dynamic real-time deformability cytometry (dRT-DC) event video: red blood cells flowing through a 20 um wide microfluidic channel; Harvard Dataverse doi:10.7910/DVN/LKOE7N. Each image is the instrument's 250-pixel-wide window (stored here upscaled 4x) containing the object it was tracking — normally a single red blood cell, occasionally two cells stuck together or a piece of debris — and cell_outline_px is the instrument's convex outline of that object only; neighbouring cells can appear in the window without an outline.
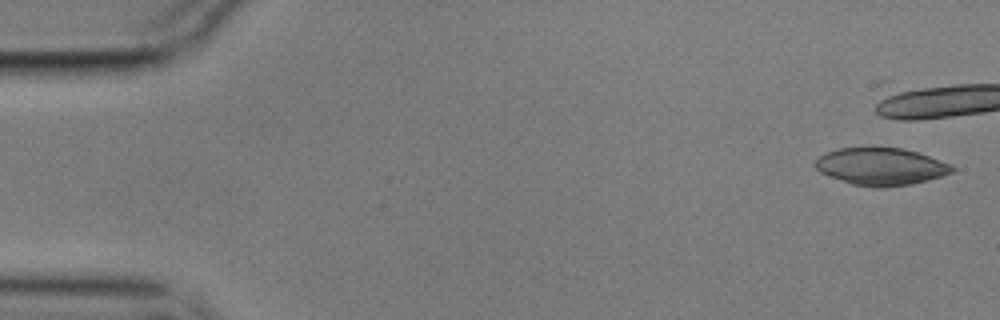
{"species": "common noctule bat (a hibernating species)", "species_latin": "Nyctalus noctula", "temperature_condition": "cold", "stored_images_in_passage": 13, "camera_frame_rate_fps": 3000, "um_per_image_px": 0.085, "animal": {"sex": "male", "body_mass_g": 17.9}, "frame": {"image": 1, "passage_image": 1, "time_ms": 0.0, "image_size_px": [1000, 320], "cell_outline_px": [[956, 168], [952, 172], [928, 180], [912, 184], [880, 188], [872, 188], [852, 184], [828, 176], [820, 172], [812, 164], [824, 152], [836, 148], [872, 144], [904, 148], [952, 164]], "centroid_in_image_um": [74.82, 14.11], "position_along_channel_um": 10.2, "area_um2": 30.87}}
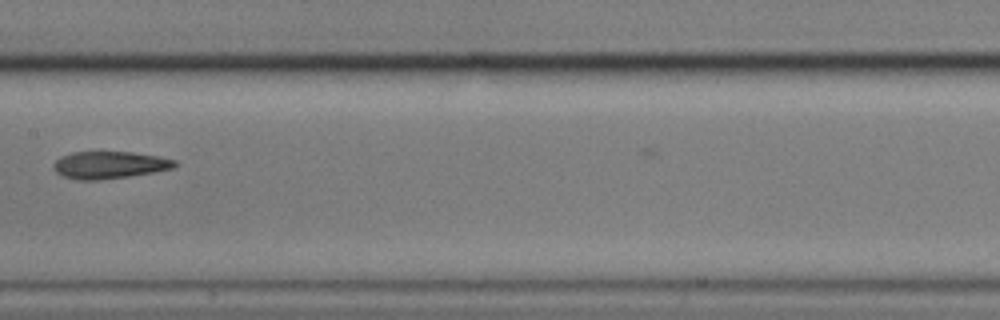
{"frame": {"image": 2, "passage_image": 9, "time_ms": 2.667, "image_size_px": [1000, 320], "cell_outline_px": [[176, 168], [128, 176], [100, 180], [80, 180], [64, 176], [56, 172], [52, 168], [52, 164], [60, 156], [72, 152], [132, 152], [156, 156], [176, 160]], "centroid_in_image_um": [9.27, 14.02], "position_along_channel_um": 198.1, "area_um2": 19.19}}
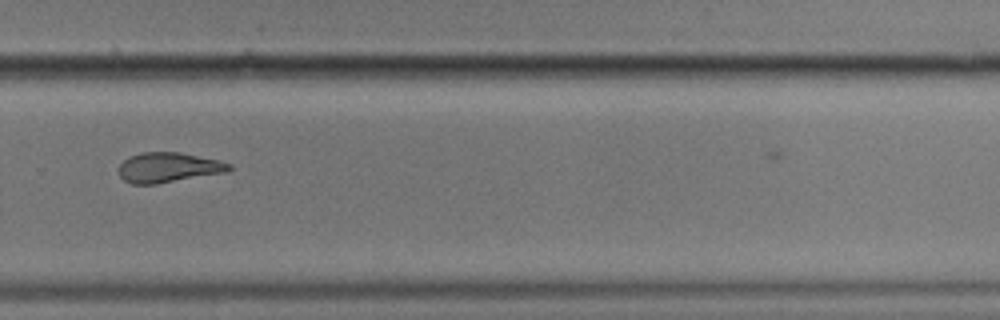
{"frame": {"image": 3, "passage_image": 12, "time_ms": 3.667, "image_size_px": [1000, 320], "cell_outline_px": [[232, 168], [228, 172], [156, 184], [132, 184], [124, 180], [120, 176], [120, 164], [128, 156], [144, 152], [180, 152], [216, 160], [232, 164]], "centroid_in_image_um": [14.32, 14.24], "position_along_channel_um": 315.5, "area_um2": 19.19}}